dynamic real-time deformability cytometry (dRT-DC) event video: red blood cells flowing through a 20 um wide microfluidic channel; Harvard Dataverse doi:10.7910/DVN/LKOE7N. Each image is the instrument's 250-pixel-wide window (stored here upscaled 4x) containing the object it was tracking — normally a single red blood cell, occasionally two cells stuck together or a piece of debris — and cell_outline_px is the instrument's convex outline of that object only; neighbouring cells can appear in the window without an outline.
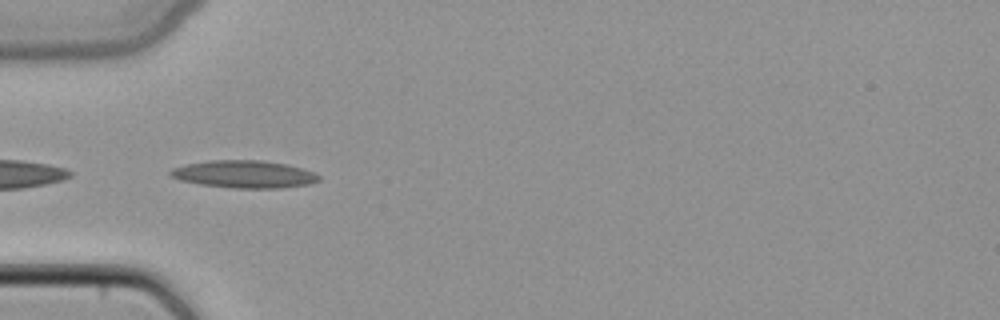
{"species": "common noctule bat (a hibernating species)", "species_latin": "Nyctalus noctula", "temperature_condition": "cold", "stored_images_in_passage": 38, "camera_frame_rate_fps": 3000, "um_per_image_px": 0.085, "animal": {"sex": "female", "body_mass_g": 22.7, "forearm_length_mm": 54.2}, "frame": {"image": 1, "passage_image": 6, "time_ms": 1.667, "image_size_px": [1000, 320], "cell_outline_px": [[320, 180], [308, 184], [280, 188], [232, 188], [200, 184], [180, 180], [168, 176], [168, 172], [172, 168], [184, 164], [208, 160], [260, 160], [288, 164], [312, 172], [320, 176]], "centroid_in_image_um": [20.69, 14.8], "position_along_channel_um": 64.3, "area_um2": 23.87}}
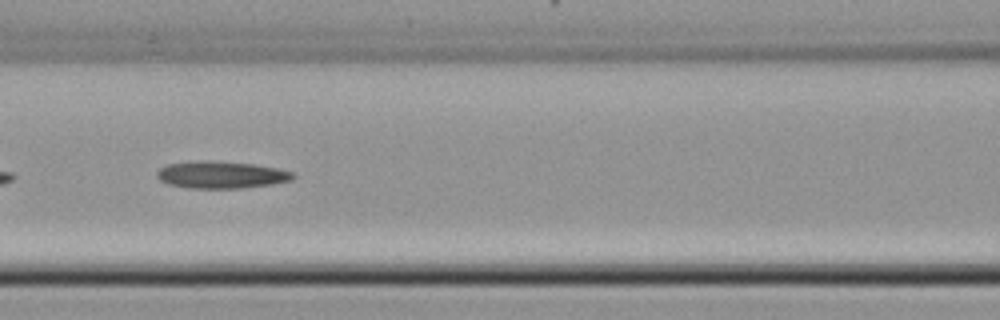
{"frame": {"image": 2, "passage_image": 12, "time_ms": 3.667, "image_size_px": [1000, 320], "cell_outline_px": [[296, 176], [292, 180], [272, 184], [240, 188], [188, 188], [168, 184], [160, 180], [156, 176], [156, 172], [160, 168], [168, 164], [196, 160], [212, 160], [256, 164], [276, 168], [292, 172]], "centroid_in_image_um": [18.78, 14.85], "position_along_channel_um": 147.8, "area_um2": 21.68}}
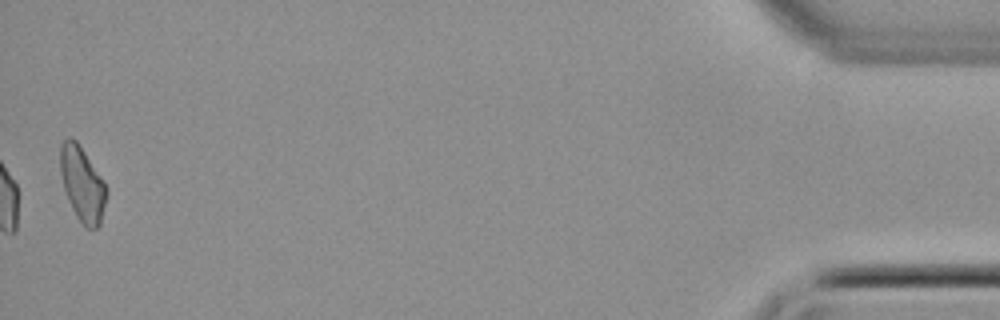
{"frame": {"image": 3, "passage_image": 38, "time_ms": 12.333, "image_size_px": [1000, 320], "cell_outline_px": [[108, 196], [100, 224], [96, 228], [88, 228], [76, 216], [68, 200], [64, 188], [60, 172], [60, 144], [68, 136], [72, 136], [76, 140], [108, 188]], "centroid_in_image_um": [7.0, 15.63], "position_along_channel_um": 428.2, "area_um2": 20.0}}